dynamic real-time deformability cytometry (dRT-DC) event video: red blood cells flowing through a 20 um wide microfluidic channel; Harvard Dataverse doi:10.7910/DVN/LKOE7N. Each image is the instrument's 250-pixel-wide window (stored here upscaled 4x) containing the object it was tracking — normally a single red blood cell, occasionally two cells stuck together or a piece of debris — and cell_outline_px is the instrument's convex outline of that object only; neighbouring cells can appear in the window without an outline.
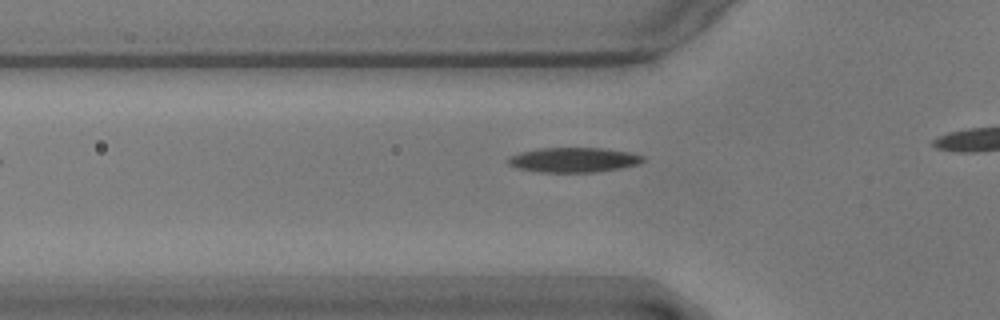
{"species": "common noctule bat (a hibernating species)", "species_latin": "Nyctalus noctula", "temperature_condition": "warm", "stored_images_in_passage": 9, "camera_frame_rate_fps": 3000, "um_per_image_px": 0.085, "animal": {"sex": "male", "body_mass_g": 17.9}, "frame": {"image": 1, "passage_image": 3, "time_ms": 0.667, "image_size_px": [1000, 320], "cell_outline_px": [[644, 160], [640, 164], [620, 168], [596, 172], [540, 172], [520, 168], [508, 164], [504, 160], [508, 156], [520, 152], [540, 148], [604, 148], [632, 152], [644, 156]], "centroid_in_image_um": [48.76, 13.58], "position_along_channel_um": 77.0, "area_um2": 19.65}}
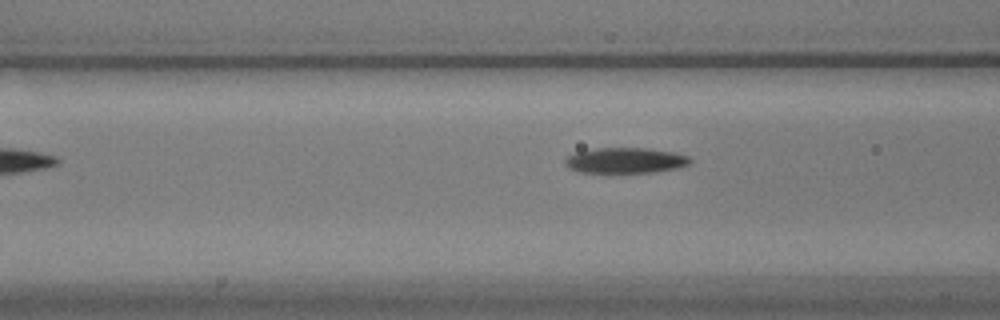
{"frame": {"image": 2, "passage_image": 6, "time_ms": 1.667, "image_size_px": [1000, 320], "cell_outline_px": [[692, 164], [680, 168], [652, 172], [580, 172], [568, 168], [564, 164], [564, 160], [568, 156], [576, 152], [596, 148], [648, 148], [676, 152], [688, 156], [692, 160]], "centroid_in_image_um": [53.2, 13.63], "position_along_channel_um": 113.4, "area_um2": 18.79}}